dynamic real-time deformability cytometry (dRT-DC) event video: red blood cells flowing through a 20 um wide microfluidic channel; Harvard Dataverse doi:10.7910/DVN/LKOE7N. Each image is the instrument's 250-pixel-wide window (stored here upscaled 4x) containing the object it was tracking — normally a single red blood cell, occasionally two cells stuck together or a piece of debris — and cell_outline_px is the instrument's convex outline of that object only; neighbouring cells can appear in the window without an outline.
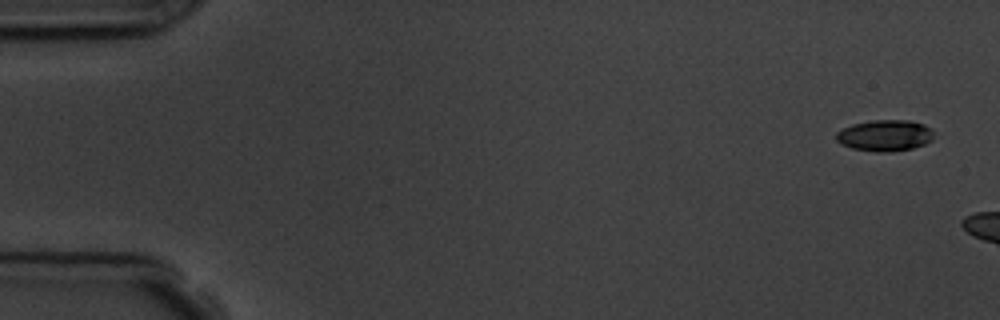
{"species": "common noctule bat (a hibernating species)", "species_latin": "Nyctalus noctula", "temperature_condition": "room temperature", "stored_images_in_passage": 3, "camera_frame_rate_fps": 3000, "um_per_image_px": 0.085, "animal": {"sex": "male", "body_mass_g": 19.5, "forearm_length_mm": 54.6}, "frame": {"image": 1, "passage_image": 1, "time_ms": 0.0, "image_size_px": [1000, 320], "cell_outline_px": [[932, 140], [924, 144], [912, 148], [892, 152], [876, 152], [852, 148], [840, 144], [836, 140], [836, 132], [852, 124], [872, 120], [908, 120], [924, 124], [932, 132]], "centroid_in_image_um": [75.18, 11.52], "position_along_channel_um": 9.8, "area_um2": 17.74}}